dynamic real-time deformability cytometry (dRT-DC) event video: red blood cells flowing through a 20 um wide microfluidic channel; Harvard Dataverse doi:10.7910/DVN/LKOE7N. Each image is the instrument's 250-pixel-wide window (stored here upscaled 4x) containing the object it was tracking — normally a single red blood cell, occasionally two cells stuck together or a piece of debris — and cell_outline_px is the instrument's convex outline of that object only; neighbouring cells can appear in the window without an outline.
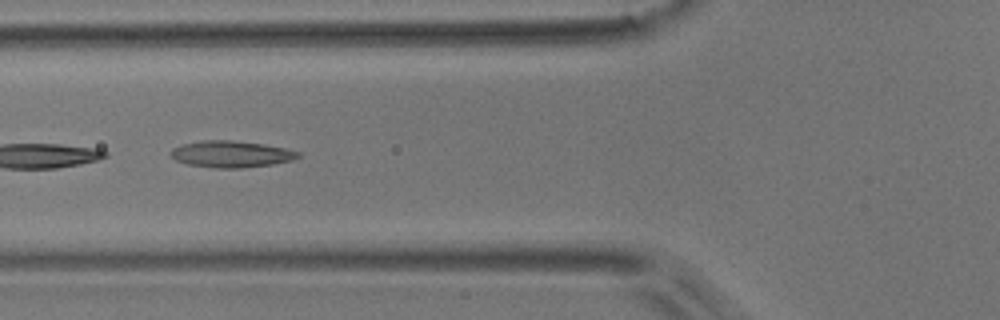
{"species": "common noctule bat (a hibernating species)", "species_latin": "Nyctalus noctula", "temperature_condition": "room temperature", "stored_images_in_passage": 9, "camera_frame_rate_fps": 3000, "um_per_image_px": 0.085, "animal": {"sex": "male", "body_mass_g": 17.9}, "frame": {"image": 1, "passage_image": 7, "time_ms": 2.0, "image_size_px": [1000, 320], "cell_outline_px": [[300, 156], [292, 160], [272, 164], [240, 168], [212, 168], [188, 164], [176, 160], [172, 156], [172, 148], [184, 144], [204, 140], [232, 140], [264, 144], [284, 148], [300, 152]], "centroid_in_image_um": [19.67, 13.1], "position_along_channel_um": 106.1, "area_um2": 19.54}}
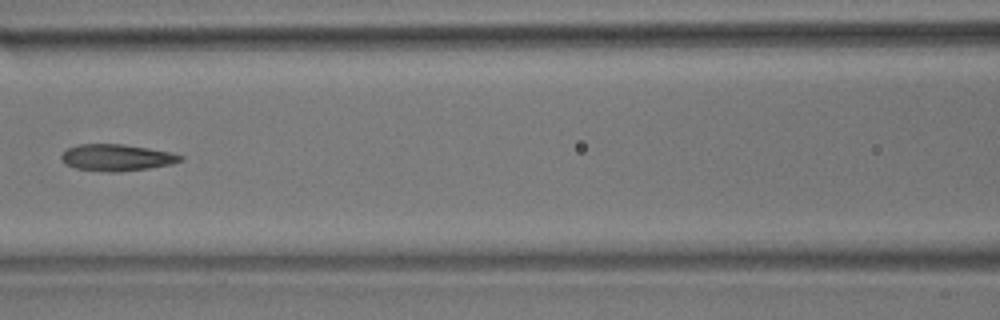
{"frame": {"image": 2, "passage_image": 8, "time_ms": 2.333, "image_size_px": [1000, 320], "cell_outline_px": [[184, 160], [172, 164], [148, 168], [120, 172], [112, 172], [76, 168], [64, 164], [60, 156], [68, 148], [80, 144], [124, 144], [172, 152], [184, 156]], "centroid_in_image_um": [9.95, 13.39], "position_along_channel_um": 156.6, "area_um2": 18.5}}
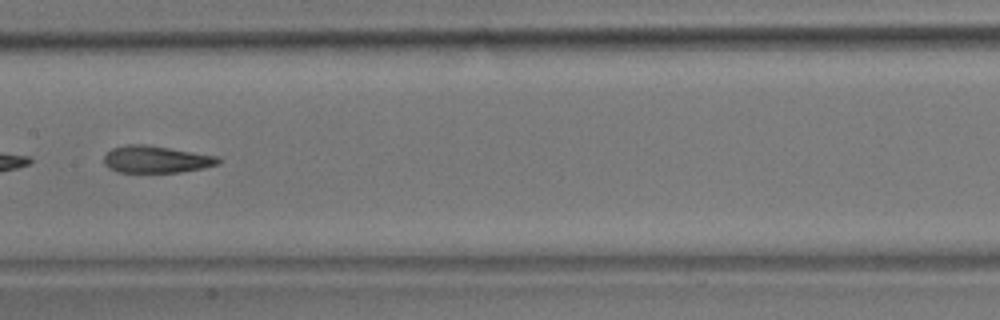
{"frame": {"image": 3, "passage_image": 9, "time_ms": 2.667, "image_size_px": [1000, 320], "cell_outline_px": [[224, 160], [220, 164], [204, 168], [180, 172], [116, 172], [108, 168], [104, 164], [104, 156], [112, 148], [128, 144], [144, 144], [220, 156]], "centroid_in_image_um": [13.32, 13.55], "position_along_channel_um": 194.1, "area_um2": 18.26}}